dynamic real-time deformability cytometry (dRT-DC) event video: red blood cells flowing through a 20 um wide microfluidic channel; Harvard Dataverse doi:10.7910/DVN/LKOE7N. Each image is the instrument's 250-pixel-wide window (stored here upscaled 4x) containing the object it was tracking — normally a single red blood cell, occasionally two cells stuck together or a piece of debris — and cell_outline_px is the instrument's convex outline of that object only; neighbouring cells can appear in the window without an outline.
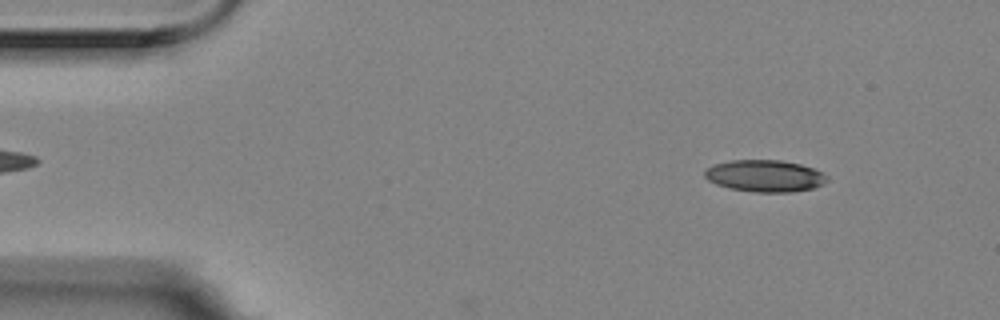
{"species": "Egyptian fruit bat (a non-hibernating species)", "species_latin": "Rousettus aegyptiacus", "temperature_condition": "room temperature", "stored_images_in_passage": 6, "camera_frame_rate_fps": 3000, "um_per_image_px": 0.085, "animal": {"sex": "female"}, "frame": {"image": 1, "passage_image": 2, "time_ms": 0.333, "image_size_px": [1000, 320], "cell_outline_px": [[828, 180], [812, 188], [792, 192], [756, 192], [732, 188], [716, 184], [708, 180], [704, 176], [704, 172], [708, 168], [716, 164], [732, 160], [780, 160], [800, 164], [812, 168], [828, 176]], "centroid_in_image_um": [65.01, 14.95], "position_along_channel_um": 20.0, "area_um2": 22.37}}
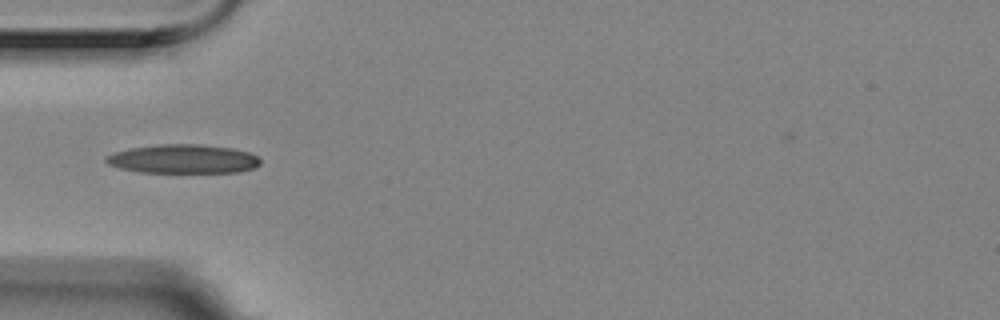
{"frame": {"image": 2, "passage_image": 5, "time_ms": 1.333, "image_size_px": [1000, 320], "cell_outline_px": [[260, 164], [252, 168], [236, 172], [140, 172], [120, 168], [108, 164], [104, 160], [104, 156], [116, 152], [132, 148], [156, 144], [200, 144], [232, 148], [248, 152], [256, 156], [260, 160]], "centroid_in_image_um": [15.54, 13.5], "position_along_channel_um": 69.5, "area_um2": 25.84}}
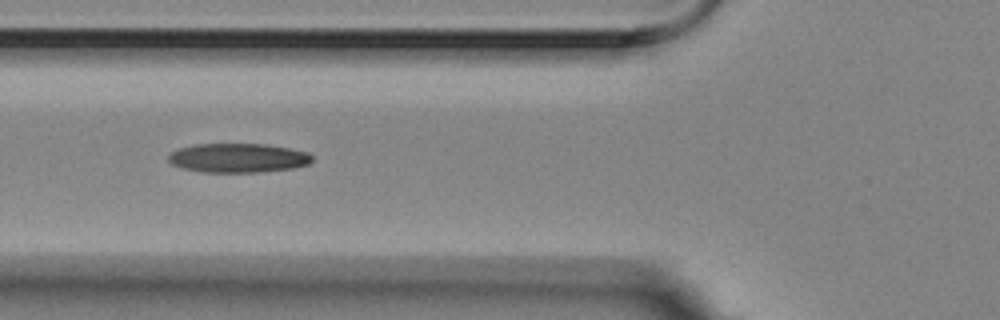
{"frame": {"image": 3, "passage_image": 6, "time_ms": 1.667, "image_size_px": [1000, 320], "cell_outline_px": [[312, 160], [308, 164], [292, 168], [260, 172], [204, 172], [184, 168], [172, 164], [168, 160], [168, 156], [176, 148], [192, 144], [264, 144], [288, 148], [308, 152], [312, 156]], "centroid_in_image_um": [20.21, 13.42], "position_along_channel_um": 105.6, "area_um2": 24.39}}